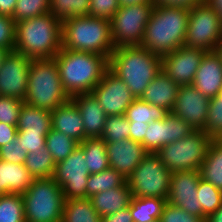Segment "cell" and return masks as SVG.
Returning <instances> with one entry per match:
<instances>
[{"label":"cell","instance_id":"obj_35","mask_svg":"<svg viewBox=\"0 0 222 222\" xmlns=\"http://www.w3.org/2000/svg\"><path fill=\"white\" fill-rule=\"evenodd\" d=\"M90 0H50V13L59 21L87 16Z\"/></svg>","mask_w":222,"mask_h":222},{"label":"cell","instance_id":"obj_9","mask_svg":"<svg viewBox=\"0 0 222 222\" xmlns=\"http://www.w3.org/2000/svg\"><path fill=\"white\" fill-rule=\"evenodd\" d=\"M172 172L155 153H148L127 178L134 197H157L167 200Z\"/></svg>","mask_w":222,"mask_h":222},{"label":"cell","instance_id":"obj_28","mask_svg":"<svg viewBox=\"0 0 222 222\" xmlns=\"http://www.w3.org/2000/svg\"><path fill=\"white\" fill-rule=\"evenodd\" d=\"M201 178L222 191V144L213 139L199 169Z\"/></svg>","mask_w":222,"mask_h":222},{"label":"cell","instance_id":"obj_16","mask_svg":"<svg viewBox=\"0 0 222 222\" xmlns=\"http://www.w3.org/2000/svg\"><path fill=\"white\" fill-rule=\"evenodd\" d=\"M210 98L203 95L192 85L178 88L172 113L183 119L192 129L203 130L209 108Z\"/></svg>","mask_w":222,"mask_h":222},{"label":"cell","instance_id":"obj_21","mask_svg":"<svg viewBox=\"0 0 222 222\" xmlns=\"http://www.w3.org/2000/svg\"><path fill=\"white\" fill-rule=\"evenodd\" d=\"M77 106L85 129L86 138H100L108 117L92 93H81L71 97Z\"/></svg>","mask_w":222,"mask_h":222},{"label":"cell","instance_id":"obj_6","mask_svg":"<svg viewBox=\"0 0 222 222\" xmlns=\"http://www.w3.org/2000/svg\"><path fill=\"white\" fill-rule=\"evenodd\" d=\"M69 99V95L63 89L55 59H31L24 102L53 111Z\"/></svg>","mask_w":222,"mask_h":222},{"label":"cell","instance_id":"obj_36","mask_svg":"<svg viewBox=\"0 0 222 222\" xmlns=\"http://www.w3.org/2000/svg\"><path fill=\"white\" fill-rule=\"evenodd\" d=\"M197 197L202 208V219L214 213L222 204V191L211 183L200 178L197 188Z\"/></svg>","mask_w":222,"mask_h":222},{"label":"cell","instance_id":"obj_42","mask_svg":"<svg viewBox=\"0 0 222 222\" xmlns=\"http://www.w3.org/2000/svg\"><path fill=\"white\" fill-rule=\"evenodd\" d=\"M49 132H17L16 138L24 148V152L33 153L43 150L46 145V135Z\"/></svg>","mask_w":222,"mask_h":222},{"label":"cell","instance_id":"obj_43","mask_svg":"<svg viewBox=\"0 0 222 222\" xmlns=\"http://www.w3.org/2000/svg\"><path fill=\"white\" fill-rule=\"evenodd\" d=\"M119 8L118 0H90L88 16L110 21Z\"/></svg>","mask_w":222,"mask_h":222},{"label":"cell","instance_id":"obj_10","mask_svg":"<svg viewBox=\"0 0 222 222\" xmlns=\"http://www.w3.org/2000/svg\"><path fill=\"white\" fill-rule=\"evenodd\" d=\"M221 39L222 21L215 9L206 1L194 5L189 11L184 45L211 52Z\"/></svg>","mask_w":222,"mask_h":222},{"label":"cell","instance_id":"obj_41","mask_svg":"<svg viewBox=\"0 0 222 222\" xmlns=\"http://www.w3.org/2000/svg\"><path fill=\"white\" fill-rule=\"evenodd\" d=\"M23 103L12 97L0 96V122L17 126Z\"/></svg>","mask_w":222,"mask_h":222},{"label":"cell","instance_id":"obj_5","mask_svg":"<svg viewBox=\"0 0 222 222\" xmlns=\"http://www.w3.org/2000/svg\"><path fill=\"white\" fill-rule=\"evenodd\" d=\"M62 48L110 58L115 50L110 21L88 15L66 19L62 22Z\"/></svg>","mask_w":222,"mask_h":222},{"label":"cell","instance_id":"obj_14","mask_svg":"<svg viewBox=\"0 0 222 222\" xmlns=\"http://www.w3.org/2000/svg\"><path fill=\"white\" fill-rule=\"evenodd\" d=\"M91 93L107 116L125 115L128 107L136 99L124 81L110 69Z\"/></svg>","mask_w":222,"mask_h":222},{"label":"cell","instance_id":"obj_11","mask_svg":"<svg viewBox=\"0 0 222 222\" xmlns=\"http://www.w3.org/2000/svg\"><path fill=\"white\" fill-rule=\"evenodd\" d=\"M155 4L120 7L110 20L112 42L115 48L139 46Z\"/></svg>","mask_w":222,"mask_h":222},{"label":"cell","instance_id":"obj_20","mask_svg":"<svg viewBox=\"0 0 222 222\" xmlns=\"http://www.w3.org/2000/svg\"><path fill=\"white\" fill-rule=\"evenodd\" d=\"M195 89L209 98L222 90V63L216 51L205 52L192 83Z\"/></svg>","mask_w":222,"mask_h":222},{"label":"cell","instance_id":"obj_44","mask_svg":"<svg viewBox=\"0 0 222 222\" xmlns=\"http://www.w3.org/2000/svg\"><path fill=\"white\" fill-rule=\"evenodd\" d=\"M27 155L28 152H24V148L17 138L0 147V159L10 163L24 164Z\"/></svg>","mask_w":222,"mask_h":222},{"label":"cell","instance_id":"obj_33","mask_svg":"<svg viewBox=\"0 0 222 222\" xmlns=\"http://www.w3.org/2000/svg\"><path fill=\"white\" fill-rule=\"evenodd\" d=\"M24 164L35 179L51 178L56 165L46 147L43 150L28 153Z\"/></svg>","mask_w":222,"mask_h":222},{"label":"cell","instance_id":"obj_52","mask_svg":"<svg viewBox=\"0 0 222 222\" xmlns=\"http://www.w3.org/2000/svg\"><path fill=\"white\" fill-rule=\"evenodd\" d=\"M119 6H133L138 4H155L154 0H118Z\"/></svg>","mask_w":222,"mask_h":222},{"label":"cell","instance_id":"obj_31","mask_svg":"<svg viewBox=\"0 0 222 222\" xmlns=\"http://www.w3.org/2000/svg\"><path fill=\"white\" fill-rule=\"evenodd\" d=\"M168 114L167 110L136 98L126 110L125 117L129 122L149 124L164 120Z\"/></svg>","mask_w":222,"mask_h":222},{"label":"cell","instance_id":"obj_19","mask_svg":"<svg viewBox=\"0 0 222 222\" xmlns=\"http://www.w3.org/2000/svg\"><path fill=\"white\" fill-rule=\"evenodd\" d=\"M109 165L126 179L149 153L145 147L131 139L106 143Z\"/></svg>","mask_w":222,"mask_h":222},{"label":"cell","instance_id":"obj_17","mask_svg":"<svg viewBox=\"0 0 222 222\" xmlns=\"http://www.w3.org/2000/svg\"><path fill=\"white\" fill-rule=\"evenodd\" d=\"M205 51L183 45L162 57V69L179 86L192 85Z\"/></svg>","mask_w":222,"mask_h":222},{"label":"cell","instance_id":"obj_22","mask_svg":"<svg viewBox=\"0 0 222 222\" xmlns=\"http://www.w3.org/2000/svg\"><path fill=\"white\" fill-rule=\"evenodd\" d=\"M52 129L64 133L79 144L85 140V129L81 114L70 98L66 103L51 111Z\"/></svg>","mask_w":222,"mask_h":222},{"label":"cell","instance_id":"obj_53","mask_svg":"<svg viewBox=\"0 0 222 222\" xmlns=\"http://www.w3.org/2000/svg\"><path fill=\"white\" fill-rule=\"evenodd\" d=\"M204 222H222V204L214 213L207 216Z\"/></svg>","mask_w":222,"mask_h":222},{"label":"cell","instance_id":"obj_45","mask_svg":"<svg viewBox=\"0 0 222 222\" xmlns=\"http://www.w3.org/2000/svg\"><path fill=\"white\" fill-rule=\"evenodd\" d=\"M160 222H204V220L196 215L187 213L179 207L166 203L160 217Z\"/></svg>","mask_w":222,"mask_h":222},{"label":"cell","instance_id":"obj_37","mask_svg":"<svg viewBox=\"0 0 222 222\" xmlns=\"http://www.w3.org/2000/svg\"><path fill=\"white\" fill-rule=\"evenodd\" d=\"M0 222H26L22 195L0 196Z\"/></svg>","mask_w":222,"mask_h":222},{"label":"cell","instance_id":"obj_24","mask_svg":"<svg viewBox=\"0 0 222 222\" xmlns=\"http://www.w3.org/2000/svg\"><path fill=\"white\" fill-rule=\"evenodd\" d=\"M34 180L25 164H14L0 159V196L23 195Z\"/></svg>","mask_w":222,"mask_h":222},{"label":"cell","instance_id":"obj_51","mask_svg":"<svg viewBox=\"0 0 222 222\" xmlns=\"http://www.w3.org/2000/svg\"><path fill=\"white\" fill-rule=\"evenodd\" d=\"M17 0H0V15L12 18Z\"/></svg>","mask_w":222,"mask_h":222},{"label":"cell","instance_id":"obj_25","mask_svg":"<svg viewBox=\"0 0 222 222\" xmlns=\"http://www.w3.org/2000/svg\"><path fill=\"white\" fill-rule=\"evenodd\" d=\"M131 198L132 194L127 182L118 188L99 192L89 197L94 209L101 217L129 207Z\"/></svg>","mask_w":222,"mask_h":222},{"label":"cell","instance_id":"obj_34","mask_svg":"<svg viewBox=\"0 0 222 222\" xmlns=\"http://www.w3.org/2000/svg\"><path fill=\"white\" fill-rule=\"evenodd\" d=\"M78 145L76 140L54 129L46 135L45 147L56 164L66 159Z\"/></svg>","mask_w":222,"mask_h":222},{"label":"cell","instance_id":"obj_12","mask_svg":"<svg viewBox=\"0 0 222 222\" xmlns=\"http://www.w3.org/2000/svg\"><path fill=\"white\" fill-rule=\"evenodd\" d=\"M89 175L84 152L78 146L66 159L55 165L52 178L61 187L66 201L87 198Z\"/></svg>","mask_w":222,"mask_h":222},{"label":"cell","instance_id":"obj_38","mask_svg":"<svg viewBox=\"0 0 222 222\" xmlns=\"http://www.w3.org/2000/svg\"><path fill=\"white\" fill-rule=\"evenodd\" d=\"M130 122L125 115L108 116L100 139L105 143L129 139Z\"/></svg>","mask_w":222,"mask_h":222},{"label":"cell","instance_id":"obj_27","mask_svg":"<svg viewBox=\"0 0 222 222\" xmlns=\"http://www.w3.org/2000/svg\"><path fill=\"white\" fill-rule=\"evenodd\" d=\"M166 199L157 197H134L130 200L133 222H155L160 220Z\"/></svg>","mask_w":222,"mask_h":222},{"label":"cell","instance_id":"obj_49","mask_svg":"<svg viewBox=\"0 0 222 222\" xmlns=\"http://www.w3.org/2000/svg\"><path fill=\"white\" fill-rule=\"evenodd\" d=\"M148 124L130 122L129 139L142 143L147 132Z\"/></svg>","mask_w":222,"mask_h":222},{"label":"cell","instance_id":"obj_32","mask_svg":"<svg viewBox=\"0 0 222 222\" xmlns=\"http://www.w3.org/2000/svg\"><path fill=\"white\" fill-rule=\"evenodd\" d=\"M126 182L127 179L111 167L100 173L90 174L86 185L87 198L99 192L123 186Z\"/></svg>","mask_w":222,"mask_h":222},{"label":"cell","instance_id":"obj_30","mask_svg":"<svg viewBox=\"0 0 222 222\" xmlns=\"http://www.w3.org/2000/svg\"><path fill=\"white\" fill-rule=\"evenodd\" d=\"M101 216L89 198L69 199L64 202L62 222H100Z\"/></svg>","mask_w":222,"mask_h":222},{"label":"cell","instance_id":"obj_3","mask_svg":"<svg viewBox=\"0 0 222 222\" xmlns=\"http://www.w3.org/2000/svg\"><path fill=\"white\" fill-rule=\"evenodd\" d=\"M62 49V22L50 12L15 24L14 50L30 59L54 58Z\"/></svg>","mask_w":222,"mask_h":222},{"label":"cell","instance_id":"obj_29","mask_svg":"<svg viewBox=\"0 0 222 222\" xmlns=\"http://www.w3.org/2000/svg\"><path fill=\"white\" fill-rule=\"evenodd\" d=\"M84 152L89 174L100 173L109 168L106 143L100 138H86L78 145Z\"/></svg>","mask_w":222,"mask_h":222},{"label":"cell","instance_id":"obj_1","mask_svg":"<svg viewBox=\"0 0 222 222\" xmlns=\"http://www.w3.org/2000/svg\"><path fill=\"white\" fill-rule=\"evenodd\" d=\"M188 8L155 4L140 47L163 57L184 45Z\"/></svg>","mask_w":222,"mask_h":222},{"label":"cell","instance_id":"obj_2","mask_svg":"<svg viewBox=\"0 0 222 222\" xmlns=\"http://www.w3.org/2000/svg\"><path fill=\"white\" fill-rule=\"evenodd\" d=\"M64 91L71 98L91 91L109 69V58L90 52L62 48L54 57Z\"/></svg>","mask_w":222,"mask_h":222},{"label":"cell","instance_id":"obj_40","mask_svg":"<svg viewBox=\"0 0 222 222\" xmlns=\"http://www.w3.org/2000/svg\"><path fill=\"white\" fill-rule=\"evenodd\" d=\"M212 139H216L222 134V94L210 98L208 117L202 130Z\"/></svg>","mask_w":222,"mask_h":222},{"label":"cell","instance_id":"obj_23","mask_svg":"<svg viewBox=\"0 0 222 222\" xmlns=\"http://www.w3.org/2000/svg\"><path fill=\"white\" fill-rule=\"evenodd\" d=\"M178 88L179 85L161 69L146 87L140 99L163 108L170 113L176 102Z\"/></svg>","mask_w":222,"mask_h":222},{"label":"cell","instance_id":"obj_56","mask_svg":"<svg viewBox=\"0 0 222 222\" xmlns=\"http://www.w3.org/2000/svg\"><path fill=\"white\" fill-rule=\"evenodd\" d=\"M8 52V50L0 48V65L3 63Z\"/></svg>","mask_w":222,"mask_h":222},{"label":"cell","instance_id":"obj_26","mask_svg":"<svg viewBox=\"0 0 222 222\" xmlns=\"http://www.w3.org/2000/svg\"><path fill=\"white\" fill-rule=\"evenodd\" d=\"M51 111L23 103L17 121V132H50Z\"/></svg>","mask_w":222,"mask_h":222},{"label":"cell","instance_id":"obj_7","mask_svg":"<svg viewBox=\"0 0 222 222\" xmlns=\"http://www.w3.org/2000/svg\"><path fill=\"white\" fill-rule=\"evenodd\" d=\"M22 198L26 222H62L65 200L52 177L35 179Z\"/></svg>","mask_w":222,"mask_h":222},{"label":"cell","instance_id":"obj_4","mask_svg":"<svg viewBox=\"0 0 222 222\" xmlns=\"http://www.w3.org/2000/svg\"><path fill=\"white\" fill-rule=\"evenodd\" d=\"M109 69L140 98L151 80L162 69V57L140 46L115 48L109 58Z\"/></svg>","mask_w":222,"mask_h":222},{"label":"cell","instance_id":"obj_15","mask_svg":"<svg viewBox=\"0 0 222 222\" xmlns=\"http://www.w3.org/2000/svg\"><path fill=\"white\" fill-rule=\"evenodd\" d=\"M200 178L199 170L173 172L167 203L202 218V208L197 197Z\"/></svg>","mask_w":222,"mask_h":222},{"label":"cell","instance_id":"obj_57","mask_svg":"<svg viewBox=\"0 0 222 222\" xmlns=\"http://www.w3.org/2000/svg\"><path fill=\"white\" fill-rule=\"evenodd\" d=\"M216 140H217L220 144H222V134H221L219 137H217Z\"/></svg>","mask_w":222,"mask_h":222},{"label":"cell","instance_id":"obj_39","mask_svg":"<svg viewBox=\"0 0 222 222\" xmlns=\"http://www.w3.org/2000/svg\"><path fill=\"white\" fill-rule=\"evenodd\" d=\"M50 8V0H17L12 19L15 23L46 14Z\"/></svg>","mask_w":222,"mask_h":222},{"label":"cell","instance_id":"obj_55","mask_svg":"<svg viewBox=\"0 0 222 222\" xmlns=\"http://www.w3.org/2000/svg\"><path fill=\"white\" fill-rule=\"evenodd\" d=\"M216 53L220 56L222 63V39L218 42V45L215 48Z\"/></svg>","mask_w":222,"mask_h":222},{"label":"cell","instance_id":"obj_8","mask_svg":"<svg viewBox=\"0 0 222 222\" xmlns=\"http://www.w3.org/2000/svg\"><path fill=\"white\" fill-rule=\"evenodd\" d=\"M212 140L202 130H194L186 137L166 144L155 154L172 173L199 170Z\"/></svg>","mask_w":222,"mask_h":222},{"label":"cell","instance_id":"obj_50","mask_svg":"<svg viewBox=\"0 0 222 222\" xmlns=\"http://www.w3.org/2000/svg\"><path fill=\"white\" fill-rule=\"evenodd\" d=\"M205 0H154L157 5L177 6L191 9L194 5L200 4Z\"/></svg>","mask_w":222,"mask_h":222},{"label":"cell","instance_id":"obj_54","mask_svg":"<svg viewBox=\"0 0 222 222\" xmlns=\"http://www.w3.org/2000/svg\"><path fill=\"white\" fill-rule=\"evenodd\" d=\"M210 6H212L222 21V0H205Z\"/></svg>","mask_w":222,"mask_h":222},{"label":"cell","instance_id":"obj_46","mask_svg":"<svg viewBox=\"0 0 222 222\" xmlns=\"http://www.w3.org/2000/svg\"><path fill=\"white\" fill-rule=\"evenodd\" d=\"M15 24L12 18L0 15V48L14 50Z\"/></svg>","mask_w":222,"mask_h":222},{"label":"cell","instance_id":"obj_47","mask_svg":"<svg viewBox=\"0 0 222 222\" xmlns=\"http://www.w3.org/2000/svg\"><path fill=\"white\" fill-rule=\"evenodd\" d=\"M17 126L0 122V147L16 138Z\"/></svg>","mask_w":222,"mask_h":222},{"label":"cell","instance_id":"obj_18","mask_svg":"<svg viewBox=\"0 0 222 222\" xmlns=\"http://www.w3.org/2000/svg\"><path fill=\"white\" fill-rule=\"evenodd\" d=\"M192 129L183 119L170 112L164 120L148 124L144 141L141 143L149 153H156L168 143L186 137Z\"/></svg>","mask_w":222,"mask_h":222},{"label":"cell","instance_id":"obj_48","mask_svg":"<svg viewBox=\"0 0 222 222\" xmlns=\"http://www.w3.org/2000/svg\"><path fill=\"white\" fill-rule=\"evenodd\" d=\"M100 222H133L130 206L113 214L101 217Z\"/></svg>","mask_w":222,"mask_h":222},{"label":"cell","instance_id":"obj_13","mask_svg":"<svg viewBox=\"0 0 222 222\" xmlns=\"http://www.w3.org/2000/svg\"><path fill=\"white\" fill-rule=\"evenodd\" d=\"M31 59L15 50L9 51L0 65V96L24 101L27 94Z\"/></svg>","mask_w":222,"mask_h":222}]
</instances>
